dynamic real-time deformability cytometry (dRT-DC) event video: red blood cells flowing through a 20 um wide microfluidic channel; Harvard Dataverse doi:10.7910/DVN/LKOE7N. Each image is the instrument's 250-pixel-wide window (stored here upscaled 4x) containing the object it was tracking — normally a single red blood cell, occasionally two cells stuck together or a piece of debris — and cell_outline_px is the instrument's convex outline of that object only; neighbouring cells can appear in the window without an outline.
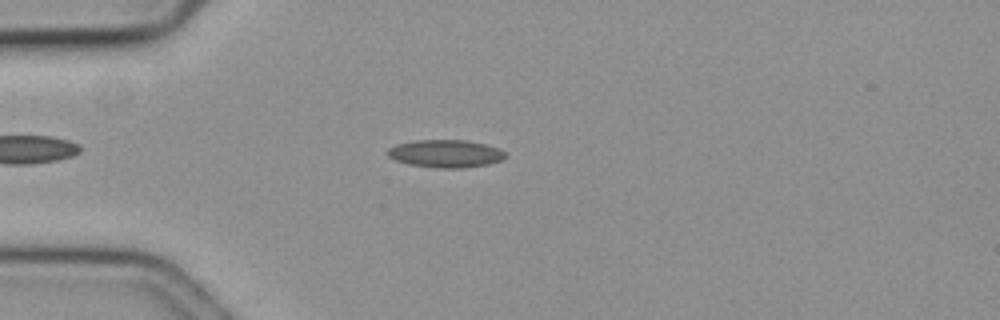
{"species": "common noctule bat (a hibernating species)", "species_latin": "Nyctalus noctula", "temperature_condition": "cold", "stored_images_in_passage": 19, "camera_frame_rate_fps": 3000, "um_per_image_px": 0.085, "animal": {"sex": "female", "body_mass_g": 19.3, "forearm_length_mm": 54.1}, "frame": {"image": 1, "passage_image": 9, "time_ms": 2.667, "image_size_px": [1000, 320], "cell_outline_px": [[504, 156], [500, 160], [488, 164], [460, 168], [440, 168], [408, 164], [396, 160], [388, 156], [388, 148], [396, 144], [416, 140], [468, 140], [488, 144], [500, 148], [504, 152]], "centroid_in_image_um": [37.87, 13.04], "position_along_channel_um": 47.1, "area_um2": 18.96}}
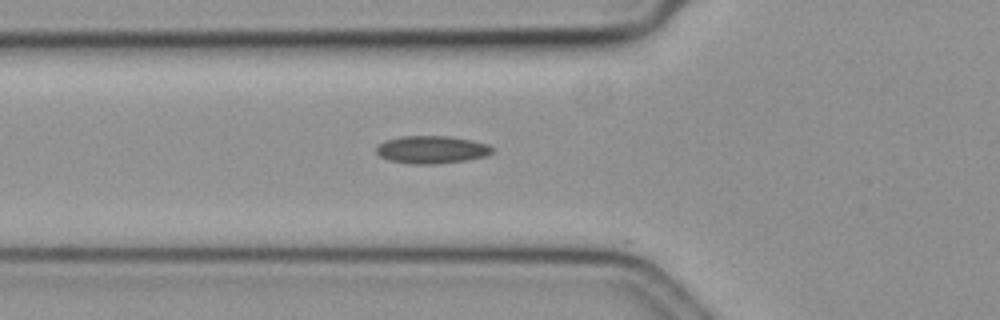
{"frame": {"image": 2, "passage_image": 14, "time_ms": 4.333, "image_size_px": [1000, 320], "cell_outline_px": [[492, 152], [484, 156], [468, 160], [436, 164], [412, 164], [388, 160], [380, 156], [376, 152], [376, 148], [384, 140], [400, 136], [448, 136], [472, 140], [488, 144], [492, 148]], "centroid_in_image_um": [36.67, 12.72], "position_along_channel_um": 89.1, "area_um2": 18.73}}
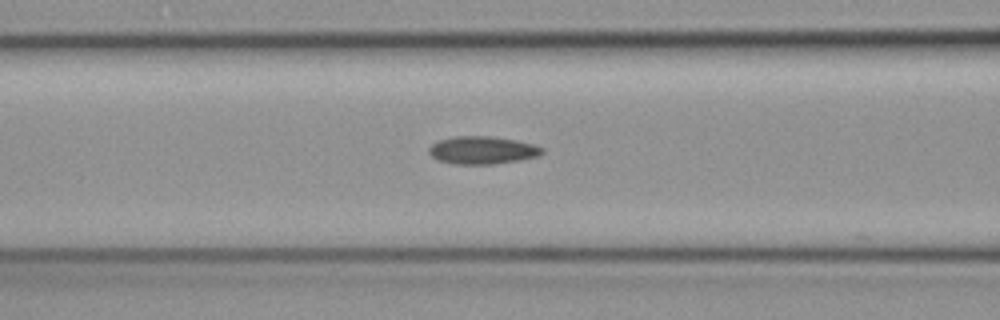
{"frame": {"image": 3, "passage_image": 17, "time_ms": 5.333, "image_size_px": [1000, 320], "cell_outline_px": [[544, 152], [536, 156], [516, 160], [492, 164], [452, 164], [436, 160], [428, 152], [428, 148], [436, 140], [456, 136], [492, 136], [516, 140], [532, 144], [544, 148]], "centroid_in_image_um": [40.93, 12.76], "position_along_channel_um": 125.7, "area_um2": 18.32}}